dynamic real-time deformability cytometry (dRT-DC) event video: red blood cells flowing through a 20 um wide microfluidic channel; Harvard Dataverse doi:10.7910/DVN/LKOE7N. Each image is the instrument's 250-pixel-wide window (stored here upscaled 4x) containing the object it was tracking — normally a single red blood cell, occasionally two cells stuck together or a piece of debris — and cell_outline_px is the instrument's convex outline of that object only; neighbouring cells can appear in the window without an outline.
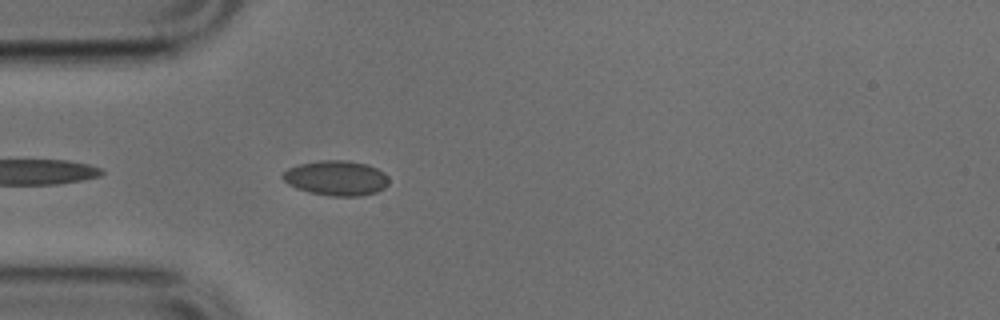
{"species": "common noctule bat (a hibernating species)", "species_latin": "Nyctalus noctula", "temperature_condition": "cold", "stored_images_in_passage": 9, "camera_frame_rate_fps": 3000, "um_per_image_px": 0.085, "animal": {"sex": "male", "body_mass_g": 17.9, "forearm_length_mm": 54.2}, "frame": {"image": 1, "passage_image": 3, "time_ms": 0.667, "image_size_px": [1000, 320], "cell_outline_px": [[388, 184], [384, 188], [376, 192], [360, 196], [332, 196], [308, 192], [296, 188], [288, 184], [280, 176], [288, 168], [300, 164], [320, 160], [348, 160], [368, 164], [384, 172], [388, 176]], "centroid_in_image_um": [28.58, 15.13], "position_along_channel_um": 56.4, "area_um2": 21.73}}